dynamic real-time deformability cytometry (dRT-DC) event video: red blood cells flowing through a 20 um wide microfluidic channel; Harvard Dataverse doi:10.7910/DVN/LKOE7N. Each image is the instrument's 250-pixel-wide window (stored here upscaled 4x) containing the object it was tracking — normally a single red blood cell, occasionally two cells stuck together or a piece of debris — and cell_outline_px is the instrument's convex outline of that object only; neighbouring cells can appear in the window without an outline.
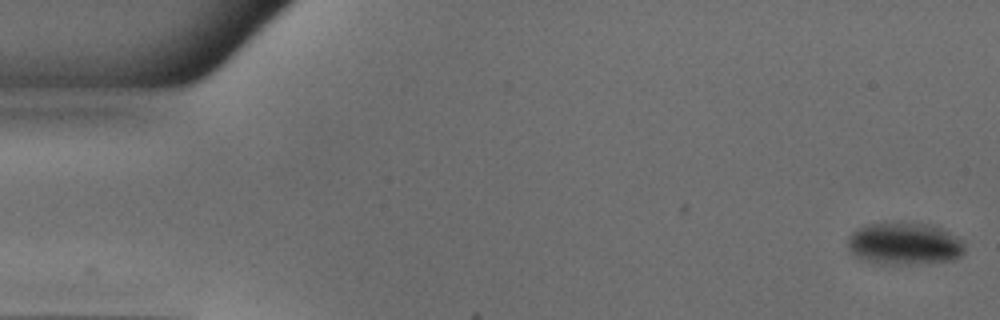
{"species": "common noctule bat (a hibernating species)", "species_latin": "Nyctalus noctula", "temperature_condition": "warm", "stored_images_in_passage": 50, "camera_frame_rate_fps": 3000, "um_per_image_px": 0.085, "animal": {"sex": "male", "body_mass_g": 18.8}, "frame": {"image": 1, "passage_image": 1, "time_ms": 0.0, "image_size_px": [1000, 320], "cell_outline_px": [[964, 252], [956, 260], [920, 264], [880, 264], [864, 260], [856, 256], [848, 248], [848, 236], [856, 228], [868, 224], [928, 224], [940, 228], [964, 240]], "centroid_in_image_um": [76.9, 20.75], "position_along_channel_um": 8.1, "area_um2": 28.73}}
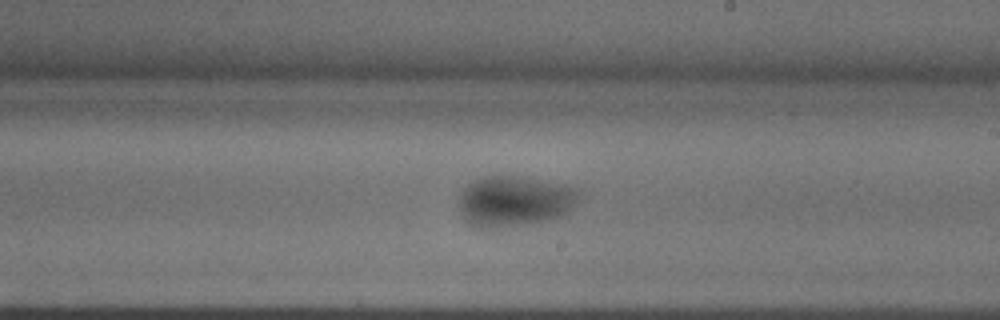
{"frame": {"image": 2, "passage_image": 29, "time_ms": 9.333, "image_size_px": [1000, 320], "cell_outline_px": [[580, 192], [576, 200], [560, 216], [544, 220], [496, 228], [492, 228], [468, 224], [464, 220], [460, 204], [460, 192], [468, 184], [476, 180], [488, 176], [512, 176], [564, 184], [576, 188]], "centroid_in_image_um": [43.68, 17.08], "position_along_channel_um": 245.3, "area_um2": 34.33}}
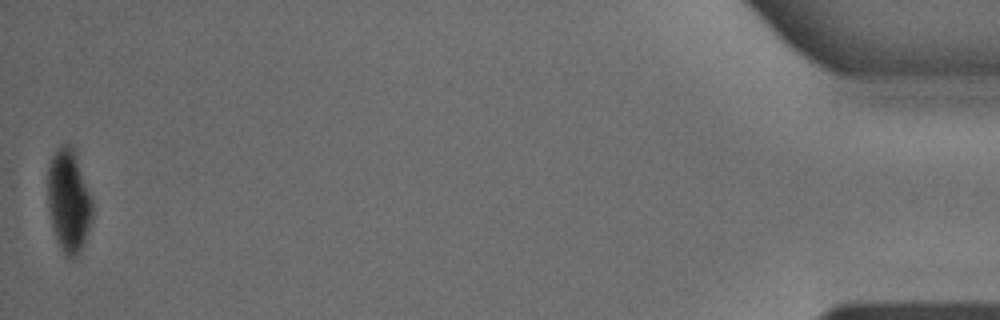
{"frame": {"image": 3, "passage_image": 50, "time_ms": 16.333, "image_size_px": [1000, 320], "cell_outline_px": [[92, 216], [88, 232], [84, 244], [80, 252], [72, 260], [64, 256], [56, 240], [52, 228], [48, 208], [48, 168], [52, 156], [56, 148], [60, 144], [72, 144], [92, 200]], "centroid_in_image_um": [5.83, 17.1], "position_along_channel_um": 429.4, "area_um2": 26.99}}